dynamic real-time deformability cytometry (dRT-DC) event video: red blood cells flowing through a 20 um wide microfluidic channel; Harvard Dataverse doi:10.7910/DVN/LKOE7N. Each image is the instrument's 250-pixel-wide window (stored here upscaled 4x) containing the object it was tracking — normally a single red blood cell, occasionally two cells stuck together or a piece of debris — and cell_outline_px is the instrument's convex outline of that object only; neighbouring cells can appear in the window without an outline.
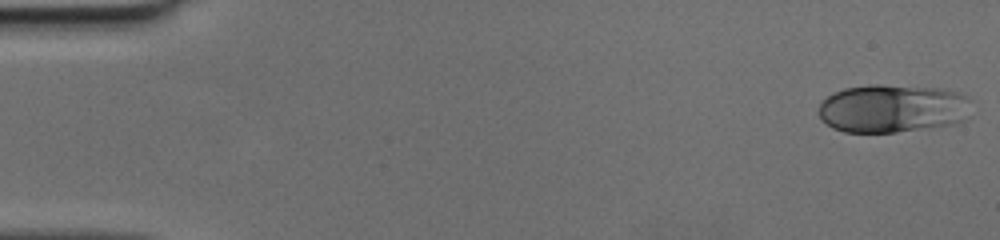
{"species": "human", "species_latin": "Homo sapiens", "temperature_condition": "cold", "stored_images_in_passage": 48, "camera_frame_rate_fps": 3000, "um_per_image_px": 0.085, "donor": {"sex": "female"}, "frame": {"image": 1, "passage_image": 1, "time_ms": 0.0, "image_size_px": [1000, 240], "cell_outline_px": [[968, 96], [964, 120], [956, 124], [896, 132], [844, 132], [832, 128], [816, 112], [820, 104], [828, 96], [844, 88], [868, 84], [880, 84], [940, 88], [956, 92]], "centroid_in_image_um": [75.81, 9.21], "position_along_channel_um": 9.2, "area_um2": 42.83}}
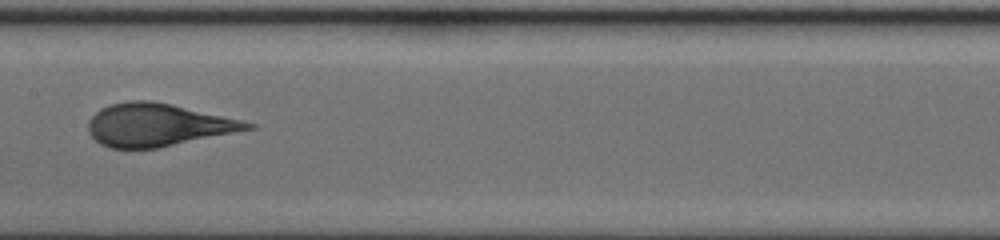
{"frame": {"image": 2, "passage_image": 25, "time_ms": 8.0, "image_size_px": [1000, 240], "cell_outline_px": [[256, 128], [156, 148], [108, 148], [100, 144], [88, 132], [88, 120], [100, 108], [112, 104], [128, 100], [152, 100], [172, 104], [240, 120], [256, 124]], "centroid_in_image_um": [13.36, 10.61], "position_along_channel_um": 194.0, "area_um2": 39.36}}
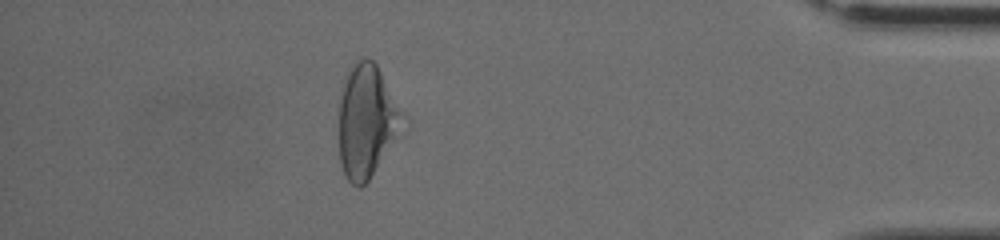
{"frame": {"image": 3, "passage_image": 43, "time_ms": 14.0, "image_size_px": [1000, 240], "cell_outline_px": [[400, 112], [392, 136], [368, 180], [360, 188], [356, 188], [344, 176], [340, 164], [340, 100], [344, 76], [352, 64], [356, 60], [364, 56], [372, 60], [376, 64]], "centroid_in_image_um": [31.0, 10.24], "position_along_channel_um": 404.2, "area_um2": 39.19}}